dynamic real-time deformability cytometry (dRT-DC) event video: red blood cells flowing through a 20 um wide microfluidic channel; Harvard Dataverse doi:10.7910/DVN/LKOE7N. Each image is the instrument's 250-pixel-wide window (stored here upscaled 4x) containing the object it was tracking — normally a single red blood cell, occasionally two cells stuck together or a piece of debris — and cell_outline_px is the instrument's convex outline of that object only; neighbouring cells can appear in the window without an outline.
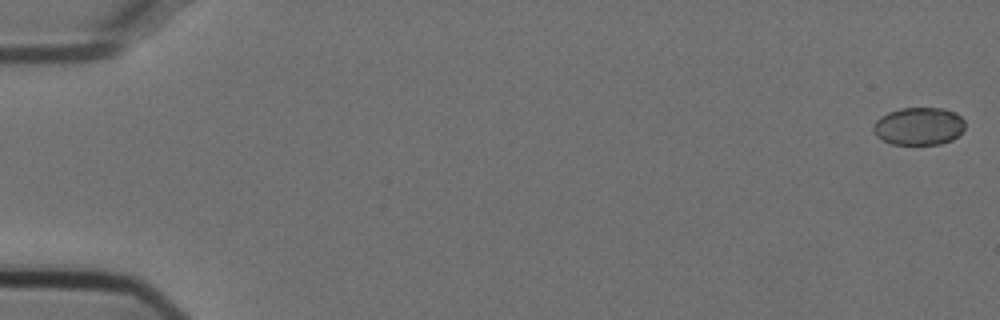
{"species": "Egyptian fruit bat (a non-hibernating species)", "species_latin": "Rousettus aegyptiacus", "temperature_condition": "cold", "stored_images_in_passage": 50, "camera_frame_rate_fps": 3000, "um_per_image_px": 0.085, "animal": {"sex": "female"}, "frame": {"image": 1, "passage_image": 1, "time_ms": 0.0, "image_size_px": [1000, 320], "cell_outline_px": [[964, 128], [952, 140], [940, 144], [892, 144], [880, 140], [872, 132], [872, 124], [880, 116], [888, 112], [900, 108], [944, 108], [956, 112], [964, 120]], "centroid_in_image_um": [78.05, 10.72], "position_along_channel_um": 6.9, "area_um2": 20.4}}
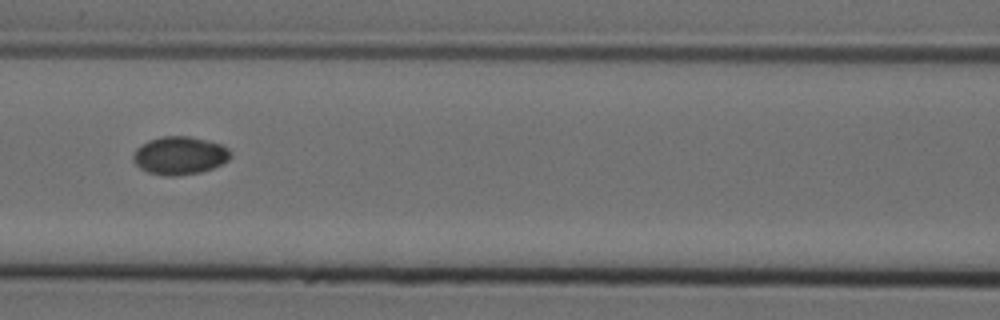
{"frame": {"image": 2, "passage_image": 25, "time_ms": 8.0, "image_size_px": [1000, 320], "cell_outline_px": [[232, 156], [228, 160], [212, 168], [200, 172], [176, 176], [168, 176], [148, 172], [140, 168], [132, 160], [132, 156], [136, 148], [140, 144], [148, 140], [160, 136], [188, 136], [220, 144], [228, 148], [232, 152]], "centroid_in_image_um": [15.24, 13.21], "position_along_channel_um": 151.4, "area_um2": 21.62}}
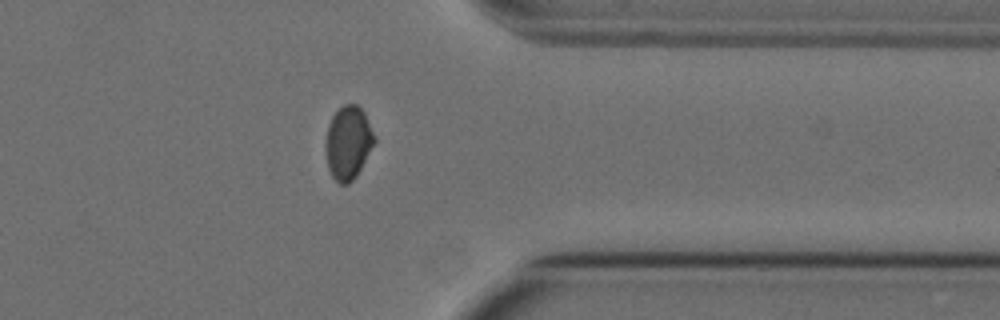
{"frame": {"image": 3, "passage_image": 44, "time_ms": 14.333, "image_size_px": [1000, 320], "cell_outline_px": [[376, 140], [356, 176], [348, 184], [340, 184], [332, 176], [328, 168], [324, 144], [328, 124], [332, 116], [344, 104], [356, 104], [364, 112], [376, 136]], "centroid_in_image_um": [29.58, 12.12], "position_along_channel_um": 381.8, "area_um2": 20.87}}